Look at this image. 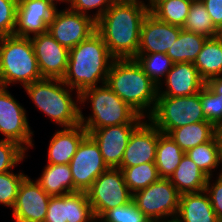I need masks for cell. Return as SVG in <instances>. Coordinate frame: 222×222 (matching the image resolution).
<instances>
[{"mask_svg": "<svg viewBox=\"0 0 222 222\" xmlns=\"http://www.w3.org/2000/svg\"><path fill=\"white\" fill-rule=\"evenodd\" d=\"M148 12L149 6L142 3L114 2L96 21V31L115 59L137 56L141 25Z\"/></svg>", "mask_w": 222, "mask_h": 222, "instance_id": "cell-1", "label": "cell"}, {"mask_svg": "<svg viewBox=\"0 0 222 222\" xmlns=\"http://www.w3.org/2000/svg\"><path fill=\"white\" fill-rule=\"evenodd\" d=\"M114 60L102 36L96 31L69 50L67 70L62 81L79 94L106 84Z\"/></svg>", "mask_w": 222, "mask_h": 222, "instance_id": "cell-2", "label": "cell"}, {"mask_svg": "<svg viewBox=\"0 0 222 222\" xmlns=\"http://www.w3.org/2000/svg\"><path fill=\"white\" fill-rule=\"evenodd\" d=\"M22 89L35 109L43 113L56 128L80 124V94L62 79L43 78Z\"/></svg>", "mask_w": 222, "mask_h": 222, "instance_id": "cell-3", "label": "cell"}, {"mask_svg": "<svg viewBox=\"0 0 222 222\" xmlns=\"http://www.w3.org/2000/svg\"><path fill=\"white\" fill-rule=\"evenodd\" d=\"M106 85L140 116L148 118L158 97V86L145 74L135 59H115Z\"/></svg>", "mask_w": 222, "mask_h": 222, "instance_id": "cell-4", "label": "cell"}, {"mask_svg": "<svg viewBox=\"0 0 222 222\" xmlns=\"http://www.w3.org/2000/svg\"><path fill=\"white\" fill-rule=\"evenodd\" d=\"M83 109H89L90 113L87 115ZM144 119L106 84L89 88L80 94V124L88 134L107 126L140 124Z\"/></svg>", "mask_w": 222, "mask_h": 222, "instance_id": "cell-5", "label": "cell"}, {"mask_svg": "<svg viewBox=\"0 0 222 222\" xmlns=\"http://www.w3.org/2000/svg\"><path fill=\"white\" fill-rule=\"evenodd\" d=\"M30 38L0 37V87H25L42 80ZM10 86V87H9Z\"/></svg>", "mask_w": 222, "mask_h": 222, "instance_id": "cell-6", "label": "cell"}, {"mask_svg": "<svg viewBox=\"0 0 222 222\" xmlns=\"http://www.w3.org/2000/svg\"><path fill=\"white\" fill-rule=\"evenodd\" d=\"M161 133L196 122H207L200 102V92L192 96H158L156 105L147 118Z\"/></svg>", "mask_w": 222, "mask_h": 222, "instance_id": "cell-7", "label": "cell"}, {"mask_svg": "<svg viewBox=\"0 0 222 222\" xmlns=\"http://www.w3.org/2000/svg\"><path fill=\"white\" fill-rule=\"evenodd\" d=\"M9 89L0 87V139L17 142L30 153V149H36L35 131L30 126L27 108Z\"/></svg>", "mask_w": 222, "mask_h": 222, "instance_id": "cell-8", "label": "cell"}, {"mask_svg": "<svg viewBox=\"0 0 222 222\" xmlns=\"http://www.w3.org/2000/svg\"><path fill=\"white\" fill-rule=\"evenodd\" d=\"M179 198L176 187L166 178L132 194V201L152 222L176 218Z\"/></svg>", "mask_w": 222, "mask_h": 222, "instance_id": "cell-9", "label": "cell"}, {"mask_svg": "<svg viewBox=\"0 0 222 222\" xmlns=\"http://www.w3.org/2000/svg\"><path fill=\"white\" fill-rule=\"evenodd\" d=\"M86 194L97 221L110 209L128 204L132 200V193L119 168H108L104 171Z\"/></svg>", "mask_w": 222, "mask_h": 222, "instance_id": "cell-10", "label": "cell"}, {"mask_svg": "<svg viewBox=\"0 0 222 222\" xmlns=\"http://www.w3.org/2000/svg\"><path fill=\"white\" fill-rule=\"evenodd\" d=\"M48 32L70 50L96 32V21L70 8L56 9L49 22Z\"/></svg>", "mask_w": 222, "mask_h": 222, "instance_id": "cell-11", "label": "cell"}, {"mask_svg": "<svg viewBox=\"0 0 222 222\" xmlns=\"http://www.w3.org/2000/svg\"><path fill=\"white\" fill-rule=\"evenodd\" d=\"M74 182V192H86L93 182L108 169L99 146L87 134L69 163Z\"/></svg>", "mask_w": 222, "mask_h": 222, "instance_id": "cell-12", "label": "cell"}, {"mask_svg": "<svg viewBox=\"0 0 222 222\" xmlns=\"http://www.w3.org/2000/svg\"><path fill=\"white\" fill-rule=\"evenodd\" d=\"M51 196L31 176L21 183L11 213L13 222H44Z\"/></svg>", "mask_w": 222, "mask_h": 222, "instance_id": "cell-13", "label": "cell"}, {"mask_svg": "<svg viewBox=\"0 0 222 222\" xmlns=\"http://www.w3.org/2000/svg\"><path fill=\"white\" fill-rule=\"evenodd\" d=\"M30 39L42 77L62 79L67 70L69 49L59 44L48 31Z\"/></svg>", "mask_w": 222, "mask_h": 222, "instance_id": "cell-14", "label": "cell"}, {"mask_svg": "<svg viewBox=\"0 0 222 222\" xmlns=\"http://www.w3.org/2000/svg\"><path fill=\"white\" fill-rule=\"evenodd\" d=\"M44 222H97L86 192L50 198Z\"/></svg>", "mask_w": 222, "mask_h": 222, "instance_id": "cell-15", "label": "cell"}, {"mask_svg": "<svg viewBox=\"0 0 222 222\" xmlns=\"http://www.w3.org/2000/svg\"><path fill=\"white\" fill-rule=\"evenodd\" d=\"M161 132L145 118L132 132L120 167L155 162L156 146Z\"/></svg>", "mask_w": 222, "mask_h": 222, "instance_id": "cell-16", "label": "cell"}, {"mask_svg": "<svg viewBox=\"0 0 222 222\" xmlns=\"http://www.w3.org/2000/svg\"><path fill=\"white\" fill-rule=\"evenodd\" d=\"M55 11L45 0H18L14 36L30 38L47 32Z\"/></svg>", "mask_w": 222, "mask_h": 222, "instance_id": "cell-17", "label": "cell"}, {"mask_svg": "<svg viewBox=\"0 0 222 222\" xmlns=\"http://www.w3.org/2000/svg\"><path fill=\"white\" fill-rule=\"evenodd\" d=\"M139 124H119L95 129L89 133L99 146L108 168H119L128 140Z\"/></svg>", "mask_w": 222, "mask_h": 222, "instance_id": "cell-18", "label": "cell"}, {"mask_svg": "<svg viewBox=\"0 0 222 222\" xmlns=\"http://www.w3.org/2000/svg\"><path fill=\"white\" fill-rule=\"evenodd\" d=\"M181 30V27L160 21L148 12L142 21L137 54H166L175 43Z\"/></svg>", "mask_w": 222, "mask_h": 222, "instance_id": "cell-19", "label": "cell"}, {"mask_svg": "<svg viewBox=\"0 0 222 222\" xmlns=\"http://www.w3.org/2000/svg\"><path fill=\"white\" fill-rule=\"evenodd\" d=\"M205 83L193 62L174 63L158 86V96H192L199 93Z\"/></svg>", "mask_w": 222, "mask_h": 222, "instance_id": "cell-20", "label": "cell"}, {"mask_svg": "<svg viewBox=\"0 0 222 222\" xmlns=\"http://www.w3.org/2000/svg\"><path fill=\"white\" fill-rule=\"evenodd\" d=\"M45 147L47 164H69L78 145L88 134L83 125L56 128ZM48 147V148H47Z\"/></svg>", "mask_w": 222, "mask_h": 222, "instance_id": "cell-21", "label": "cell"}, {"mask_svg": "<svg viewBox=\"0 0 222 222\" xmlns=\"http://www.w3.org/2000/svg\"><path fill=\"white\" fill-rule=\"evenodd\" d=\"M179 222H222L204 191L180 195L176 216Z\"/></svg>", "mask_w": 222, "mask_h": 222, "instance_id": "cell-22", "label": "cell"}, {"mask_svg": "<svg viewBox=\"0 0 222 222\" xmlns=\"http://www.w3.org/2000/svg\"><path fill=\"white\" fill-rule=\"evenodd\" d=\"M51 197L74 193V182L69 164H47L34 178Z\"/></svg>", "mask_w": 222, "mask_h": 222, "instance_id": "cell-23", "label": "cell"}, {"mask_svg": "<svg viewBox=\"0 0 222 222\" xmlns=\"http://www.w3.org/2000/svg\"><path fill=\"white\" fill-rule=\"evenodd\" d=\"M207 178L193 160L184 154L169 180L182 195L204 191Z\"/></svg>", "mask_w": 222, "mask_h": 222, "instance_id": "cell-24", "label": "cell"}, {"mask_svg": "<svg viewBox=\"0 0 222 222\" xmlns=\"http://www.w3.org/2000/svg\"><path fill=\"white\" fill-rule=\"evenodd\" d=\"M216 127L210 122H196L173 129L168 136L184 151L210 141Z\"/></svg>", "mask_w": 222, "mask_h": 222, "instance_id": "cell-25", "label": "cell"}, {"mask_svg": "<svg viewBox=\"0 0 222 222\" xmlns=\"http://www.w3.org/2000/svg\"><path fill=\"white\" fill-rule=\"evenodd\" d=\"M194 66L205 82L222 75V42L216 37L207 38Z\"/></svg>", "mask_w": 222, "mask_h": 222, "instance_id": "cell-26", "label": "cell"}, {"mask_svg": "<svg viewBox=\"0 0 222 222\" xmlns=\"http://www.w3.org/2000/svg\"><path fill=\"white\" fill-rule=\"evenodd\" d=\"M185 154L207 177L222 174L219 143L216 135L210 141L187 150Z\"/></svg>", "mask_w": 222, "mask_h": 222, "instance_id": "cell-27", "label": "cell"}, {"mask_svg": "<svg viewBox=\"0 0 222 222\" xmlns=\"http://www.w3.org/2000/svg\"><path fill=\"white\" fill-rule=\"evenodd\" d=\"M185 152L167 135L161 133L156 146L155 165L160 178L169 179Z\"/></svg>", "mask_w": 222, "mask_h": 222, "instance_id": "cell-28", "label": "cell"}, {"mask_svg": "<svg viewBox=\"0 0 222 222\" xmlns=\"http://www.w3.org/2000/svg\"><path fill=\"white\" fill-rule=\"evenodd\" d=\"M193 0H150L149 12L160 21L183 28Z\"/></svg>", "mask_w": 222, "mask_h": 222, "instance_id": "cell-29", "label": "cell"}, {"mask_svg": "<svg viewBox=\"0 0 222 222\" xmlns=\"http://www.w3.org/2000/svg\"><path fill=\"white\" fill-rule=\"evenodd\" d=\"M206 39L207 37L182 29L166 54L174 63H194Z\"/></svg>", "mask_w": 222, "mask_h": 222, "instance_id": "cell-30", "label": "cell"}, {"mask_svg": "<svg viewBox=\"0 0 222 222\" xmlns=\"http://www.w3.org/2000/svg\"><path fill=\"white\" fill-rule=\"evenodd\" d=\"M182 29L207 38L215 37L217 31L201 0H193L191 3Z\"/></svg>", "mask_w": 222, "mask_h": 222, "instance_id": "cell-31", "label": "cell"}, {"mask_svg": "<svg viewBox=\"0 0 222 222\" xmlns=\"http://www.w3.org/2000/svg\"><path fill=\"white\" fill-rule=\"evenodd\" d=\"M129 191L133 194L136 191L147 188L150 184L160 179L157 167L154 162H148L132 167H119Z\"/></svg>", "mask_w": 222, "mask_h": 222, "instance_id": "cell-32", "label": "cell"}, {"mask_svg": "<svg viewBox=\"0 0 222 222\" xmlns=\"http://www.w3.org/2000/svg\"><path fill=\"white\" fill-rule=\"evenodd\" d=\"M134 59L157 86L165 79L174 65V62L165 53L137 54Z\"/></svg>", "mask_w": 222, "mask_h": 222, "instance_id": "cell-33", "label": "cell"}, {"mask_svg": "<svg viewBox=\"0 0 222 222\" xmlns=\"http://www.w3.org/2000/svg\"><path fill=\"white\" fill-rule=\"evenodd\" d=\"M0 173V206L12 210L19 187L28 176L23 169Z\"/></svg>", "mask_w": 222, "mask_h": 222, "instance_id": "cell-34", "label": "cell"}, {"mask_svg": "<svg viewBox=\"0 0 222 222\" xmlns=\"http://www.w3.org/2000/svg\"><path fill=\"white\" fill-rule=\"evenodd\" d=\"M30 154L17 142L0 139V173L15 170Z\"/></svg>", "mask_w": 222, "mask_h": 222, "instance_id": "cell-35", "label": "cell"}, {"mask_svg": "<svg viewBox=\"0 0 222 222\" xmlns=\"http://www.w3.org/2000/svg\"><path fill=\"white\" fill-rule=\"evenodd\" d=\"M200 102L207 122L215 127L222 125V96L214 93L205 84L200 90Z\"/></svg>", "mask_w": 222, "mask_h": 222, "instance_id": "cell-36", "label": "cell"}, {"mask_svg": "<svg viewBox=\"0 0 222 222\" xmlns=\"http://www.w3.org/2000/svg\"><path fill=\"white\" fill-rule=\"evenodd\" d=\"M97 222H152L131 200L107 211Z\"/></svg>", "mask_w": 222, "mask_h": 222, "instance_id": "cell-37", "label": "cell"}, {"mask_svg": "<svg viewBox=\"0 0 222 222\" xmlns=\"http://www.w3.org/2000/svg\"><path fill=\"white\" fill-rule=\"evenodd\" d=\"M115 0H70L69 8L97 21Z\"/></svg>", "mask_w": 222, "mask_h": 222, "instance_id": "cell-38", "label": "cell"}, {"mask_svg": "<svg viewBox=\"0 0 222 222\" xmlns=\"http://www.w3.org/2000/svg\"><path fill=\"white\" fill-rule=\"evenodd\" d=\"M17 8L18 0H0V37L14 35Z\"/></svg>", "mask_w": 222, "mask_h": 222, "instance_id": "cell-39", "label": "cell"}, {"mask_svg": "<svg viewBox=\"0 0 222 222\" xmlns=\"http://www.w3.org/2000/svg\"><path fill=\"white\" fill-rule=\"evenodd\" d=\"M204 190L209 197L214 212L222 221V174L208 177Z\"/></svg>", "mask_w": 222, "mask_h": 222, "instance_id": "cell-40", "label": "cell"}, {"mask_svg": "<svg viewBox=\"0 0 222 222\" xmlns=\"http://www.w3.org/2000/svg\"><path fill=\"white\" fill-rule=\"evenodd\" d=\"M215 27L222 24V0H201Z\"/></svg>", "mask_w": 222, "mask_h": 222, "instance_id": "cell-41", "label": "cell"}, {"mask_svg": "<svg viewBox=\"0 0 222 222\" xmlns=\"http://www.w3.org/2000/svg\"><path fill=\"white\" fill-rule=\"evenodd\" d=\"M214 93L222 96V75L209 79L205 83Z\"/></svg>", "mask_w": 222, "mask_h": 222, "instance_id": "cell-42", "label": "cell"}, {"mask_svg": "<svg viewBox=\"0 0 222 222\" xmlns=\"http://www.w3.org/2000/svg\"><path fill=\"white\" fill-rule=\"evenodd\" d=\"M45 1L50 3L56 9H65V8H69V6H70V0H45ZM63 4H65V5H63Z\"/></svg>", "mask_w": 222, "mask_h": 222, "instance_id": "cell-43", "label": "cell"}, {"mask_svg": "<svg viewBox=\"0 0 222 222\" xmlns=\"http://www.w3.org/2000/svg\"><path fill=\"white\" fill-rule=\"evenodd\" d=\"M216 137L219 143L220 162L222 166V125L216 127Z\"/></svg>", "mask_w": 222, "mask_h": 222, "instance_id": "cell-44", "label": "cell"}, {"mask_svg": "<svg viewBox=\"0 0 222 222\" xmlns=\"http://www.w3.org/2000/svg\"><path fill=\"white\" fill-rule=\"evenodd\" d=\"M115 2H138L149 6L150 0H115Z\"/></svg>", "mask_w": 222, "mask_h": 222, "instance_id": "cell-45", "label": "cell"}, {"mask_svg": "<svg viewBox=\"0 0 222 222\" xmlns=\"http://www.w3.org/2000/svg\"><path fill=\"white\" fill-rule=\"evenodd\" d=\"M215 37L222 42V24L217 27L216 35Z\"/></svg>", "mask_w": 222, "mask_h": 222, "instance_id": "cell-46", "label": "cell"}, {"mask_svg": "<svg viewBox=\"0 0 222 222\" xmlns=\"http://www.w3.org/2000/svg\"><path fill=\"white\" fill-rule=\"evenodd\" d=\"M158 222H179V221L177 220V218H172V219H166V220H162Z\"/></svg>", "mask_w": 222, "mask_h": 222, "instance_id": "cell-47", "label": "cell"}]
</instances>
